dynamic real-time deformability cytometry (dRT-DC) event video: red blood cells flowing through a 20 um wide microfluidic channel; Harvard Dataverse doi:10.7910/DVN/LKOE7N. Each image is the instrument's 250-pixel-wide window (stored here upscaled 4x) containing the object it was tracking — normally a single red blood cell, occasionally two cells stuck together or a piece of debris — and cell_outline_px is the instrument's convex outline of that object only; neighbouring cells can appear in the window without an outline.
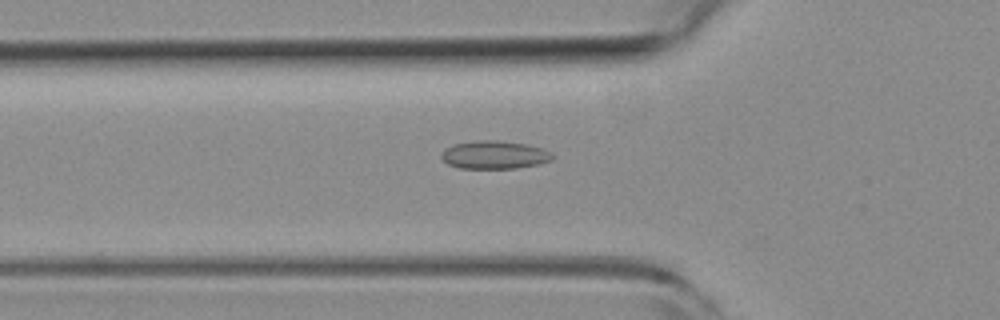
{"species": "common noctule bat (a hibernating species)", "species_latin": "Nyctalus noctula", "temperature_condition": "room temperature", "stored_images_in_passage": 54, "camera_frame_rate_fps": 3000, "um_per_image_px": 0.085, "animal": {"sex": "female", "body_mass_g": 19.3, "forearm_length_mm": 54.1}, "frame": {"image": 1, "passage_image": 18, "time_ms": 5.667, "image_size_px": [1000, 320], "cell_outline_px": [[556, 156], [552, 160], [536, 164], [516, 168], [460, 168], [448, 164], [440, 156], [448, 148], [456, 144], [476, 140], [496, 140], [524, 144], [544, 148], [552, 152]], "centroid_in_image_um": [42.09, 13.16], "position_along_channel_um": 83.7, "area_um2": 17.98}}
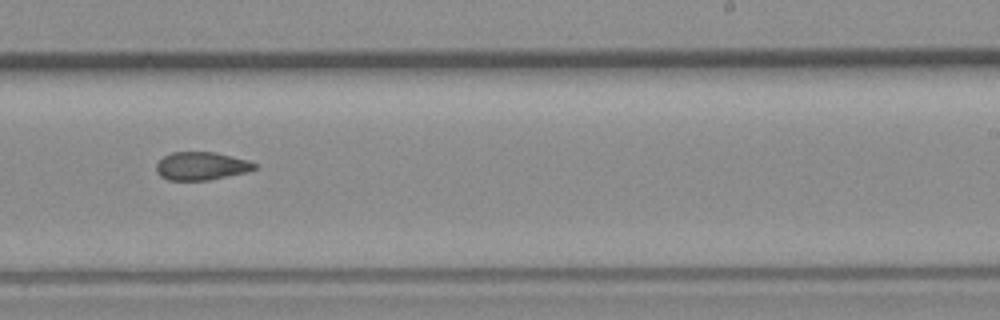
{"frame": {"image": 2, "passage_image": 33, "time_ms": 10.667, "image_size_px": [1000, 320], "cell_outline_px": [[256, 168], [248, 172], [208, 180], [168, 180], [160, 176], [156, 172], [156, 164], [164, 156], [172, 152], [216, 152], [248, 160], [256, 164]], "centroid_in_image_um": [17.11, 14.11], "position_along_channel_um": 271.9, "area_um2": 16.13}}
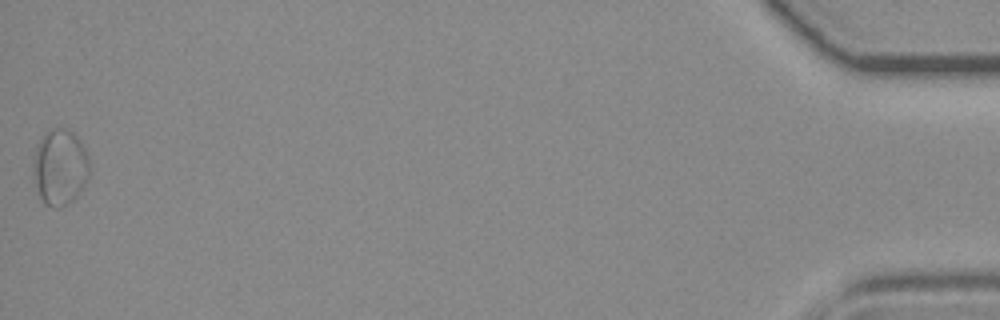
{"frame": {"image": 3, "passage_image": 54, "time_ms": 17.667, "image_size_px": [1000, 320], "cell_outline_px": [[88, 176], [84, 184], [76, 196], [68, 204], [60, 208], [56, 208], [44, 204], [36, 192], [32, 176], [32, 164], [36, 144], [44, 132], [52, 128], [64, 128], [72, 132], [76, 136], [84, 148], [88, 156]], "centroid_in_image_um": [5.03, 14.22], "position_along_channel_um": 430.2, "area_um2": 25.26}, "authors_computed_cell_mechanics": {"area_um2": 18.2359, "velocity_mm_per_s": 3.7594, "shape_relaxation_time_tau1_ms": null, "shape_relaxation_time_tau2_ms": 1.791, "deformation_change_tau1": null, "deformation_change_tau2": 0.0733}}